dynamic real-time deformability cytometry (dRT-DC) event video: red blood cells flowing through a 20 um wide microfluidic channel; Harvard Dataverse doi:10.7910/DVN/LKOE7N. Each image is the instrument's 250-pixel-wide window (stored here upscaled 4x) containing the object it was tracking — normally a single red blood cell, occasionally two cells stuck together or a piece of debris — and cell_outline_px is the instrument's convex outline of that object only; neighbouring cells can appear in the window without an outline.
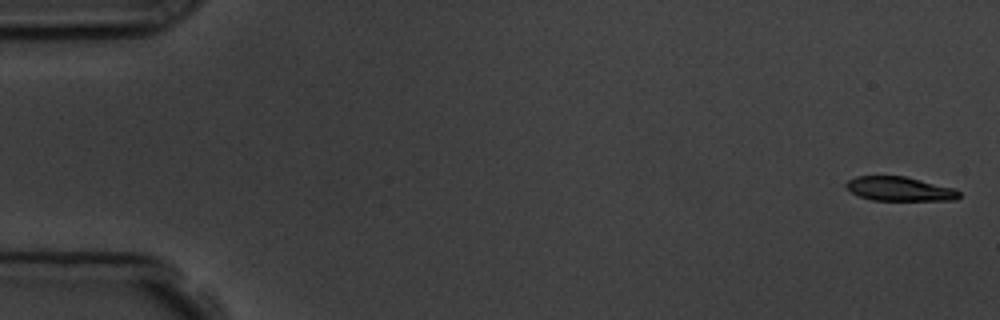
{"species": "common noctule bat (a hibernating species)", "species_latin": "Nyctalus noctula", "temperature_condition": "room temperature", "stored_images_in_passage": 7, "camera_frame_rate_fps": 3000, "um_per_image_px": 0.085, "animal": {"sex": "male", "body_mass_g": 19.5, "forearm_length_mm": 54.6}, "frame": {"image": 1, "passage_image": 1, "time_ms": 0.0, "image_size_px": [1000, 320], "cell_outline_px": [[960, 196], [956, 200], [872, 200], [860, 196], [852, 192], [844, 184], [848, 180], [856, 176], [904, 176], [952, 188], [960, 192]], "centroid_in_image_um": [76.44, 16.06], "position_along_channel_um": 8.6, "area_um2": 15.66}}